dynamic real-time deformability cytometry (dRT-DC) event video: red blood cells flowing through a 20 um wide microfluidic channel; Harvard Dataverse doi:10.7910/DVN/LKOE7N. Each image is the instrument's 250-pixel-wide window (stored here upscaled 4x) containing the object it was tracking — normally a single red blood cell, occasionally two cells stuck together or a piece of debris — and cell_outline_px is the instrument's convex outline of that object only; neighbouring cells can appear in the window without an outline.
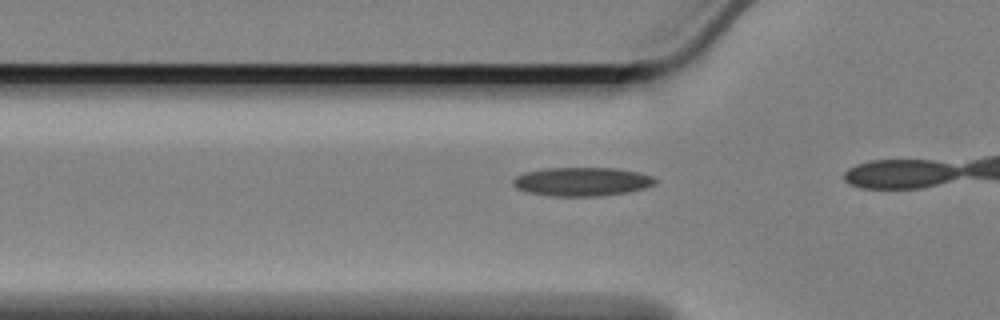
{"species": "Egyptian fruit bat (a non-hibernating species)", "species_latin": "Rousettus aegyptiacus", "temperature_condition": "cold", "stored_images_in_passage": 16, "camera_frame_rate_fps": 3000, "um_per_image_px": 0.085, "animal": {"sex": "female"}, "frame": {"image": 1, "passage_image": 13, "time_ms": 4.0, "image_size_px": [1000, 320], "cell_outline_px": [[656, 184], [644, 188], [628, 192], [600, 196], [552, 196], [528, 192], [516, 188], [512, 184], [512, 180], [516, 176], [524, 172], [544, 168], [616, 168], [636, 172], [652, 176], [656, 180]], "centroid_in_image_um": [49.44, 15.44], "position_along_channel_um": 76.4, "area_um2": 23.81}}